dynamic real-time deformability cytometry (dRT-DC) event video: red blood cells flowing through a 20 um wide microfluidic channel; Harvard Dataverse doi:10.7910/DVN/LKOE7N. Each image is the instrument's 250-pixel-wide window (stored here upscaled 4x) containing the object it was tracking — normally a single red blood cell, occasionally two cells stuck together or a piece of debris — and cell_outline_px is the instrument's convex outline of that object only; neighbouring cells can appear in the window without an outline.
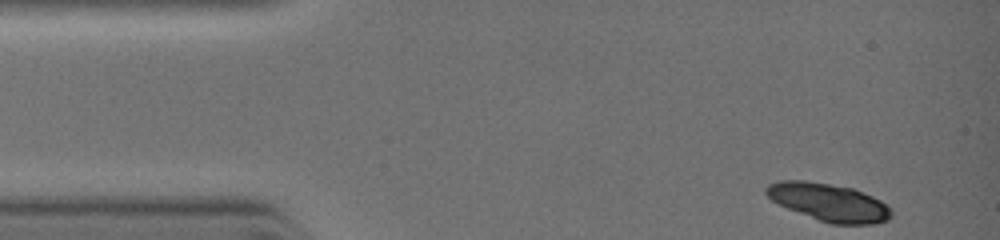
{"species": "common noctule bat (a hibernating species)", "species_latin": "Nyctalus noctula", "temperature_condition": "warm", "stored_images_in_passage": 7, "camera_frame_rate_fps": 3000, "um_per_image_px": 0.085, "animal": {"sex": "female", "body_mass_g": 19.0, "forearm_length_mm": 51.5}, "frame": {"image": 1, "passage_image": 1, "time_ms": 0.0, "image_size_px": [1000, 240], "cell_outline_px": [[892, 216], [888, 220], [876, 224], [832, 224], [820, 220], [788, 208], [772, 200], [764, 192], [764, 188], [768, 184], [780, 180], [804, 180], [852, 188], [872, 196], [888, 204], [892, 212]], "centroid_in_image_um": [70.47, 17.19], "position_along_channel_um": 14.5, "area_um2": 27.34}}